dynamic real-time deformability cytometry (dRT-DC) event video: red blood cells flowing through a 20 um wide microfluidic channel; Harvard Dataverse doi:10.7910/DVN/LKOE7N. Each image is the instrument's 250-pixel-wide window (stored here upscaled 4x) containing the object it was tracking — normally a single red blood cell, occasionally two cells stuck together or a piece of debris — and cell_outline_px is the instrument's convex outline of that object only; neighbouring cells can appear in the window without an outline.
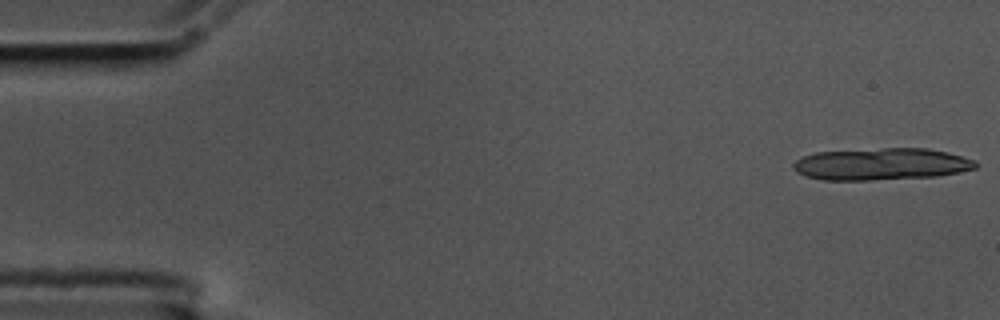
{"species": "common noctule bat (a hibernating species)", "species_latin": "Nyctalus noctula", "temperature_condition": "cold", "stored_images_in_passage": 14, "camera_frame_rate_fps": 3000, "um_per_image_px": 0.085, "animal": {"sex": "male", "body_mass_g": 17.5, "forearm_length_mm": 52.3}, "frame": {"image": 1, "passage_image": 1, "time_ms": 0.0, "image_size_px": [1000, 320], "cell_outline_px": [[976, 168], [936, 176], [872, 180], [824, 180], [808, 176], [796, 172], [792, 168], [792, 164], [796, 160], [804, 156], [816, 152], [884, 148], [928, 148], [948, 152], [976, 160]], "centroid_in_image_um": [74.9, 13.94], "position_along_channel_um": 10.1, "area_um2": 33.87}}